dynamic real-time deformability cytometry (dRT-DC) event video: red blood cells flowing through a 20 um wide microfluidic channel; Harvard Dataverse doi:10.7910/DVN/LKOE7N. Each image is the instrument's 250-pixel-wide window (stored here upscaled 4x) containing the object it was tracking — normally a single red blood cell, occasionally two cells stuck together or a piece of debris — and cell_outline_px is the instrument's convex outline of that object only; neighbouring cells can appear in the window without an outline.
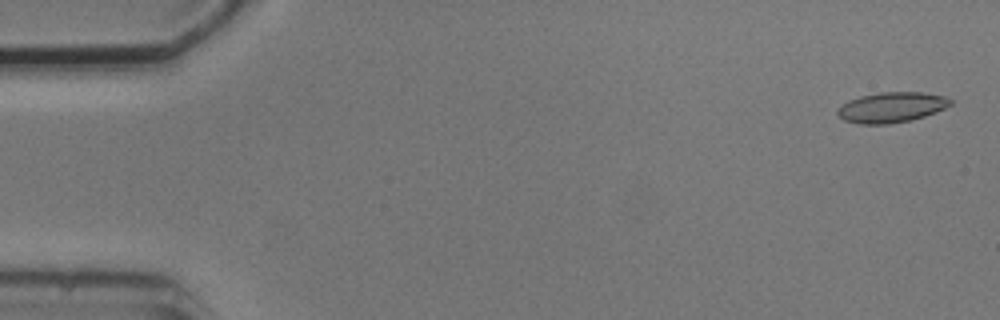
{"species": "common noctule bat (a hibernating species)", "species_latin": "Nyctalus noctula", "temperature_condition": "cold", "stored_images_in_passage": 4, "camera_frame_rate_fps": 3000, "um_per_image_px": 0.085, "animal": {"sex": "male", "body_mass_g": 20.5, "forearm_length_mm": 52.5}, "frame": {"image": 1, "passage_image": 1, "time_ms": 0.0, "image_size_px": [1000, 320], "cell_outline_px": [[952, 104], [936, 112], [912, 120], [888, 124], [860, 124], [844, 120], [836, 112], [848, 100], [860, 96], [880, 92], [924, 92], [944, 96], [952, 100]], "centroid_in_image_um": [75.8, 9.12], "position_along_channel_um": 9.2, "area_um2": 19.88}}
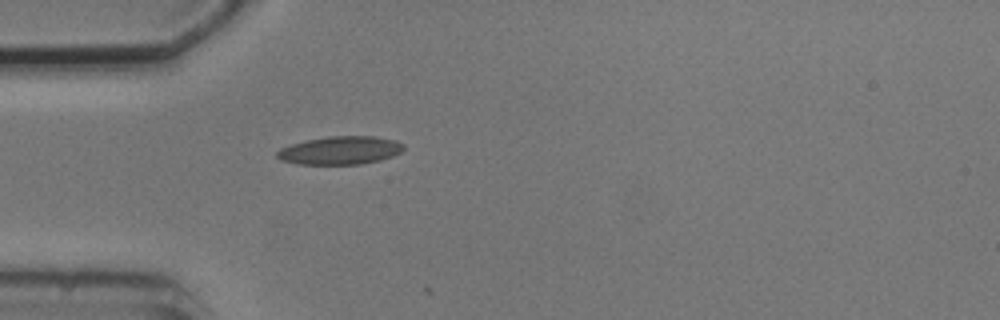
{"frame": {"image": 2, "passage_image": 4, "time_ms": 4.667, "image_size_px": [1000, 320], "cell_outline_px": [[404, 148], [400, 152], [392, 156], [380, 160], [360, 164], [296, 164], [280, 160], [276, 156], [276, 152], [280, 148], [304, 140], [328, 136], [376, 136], [396, 140], [404, 144]], "centroid_in_image_um": [28.9, 12.77], "position_along_channel_um": 56.1, "area_um2": 20.92}}